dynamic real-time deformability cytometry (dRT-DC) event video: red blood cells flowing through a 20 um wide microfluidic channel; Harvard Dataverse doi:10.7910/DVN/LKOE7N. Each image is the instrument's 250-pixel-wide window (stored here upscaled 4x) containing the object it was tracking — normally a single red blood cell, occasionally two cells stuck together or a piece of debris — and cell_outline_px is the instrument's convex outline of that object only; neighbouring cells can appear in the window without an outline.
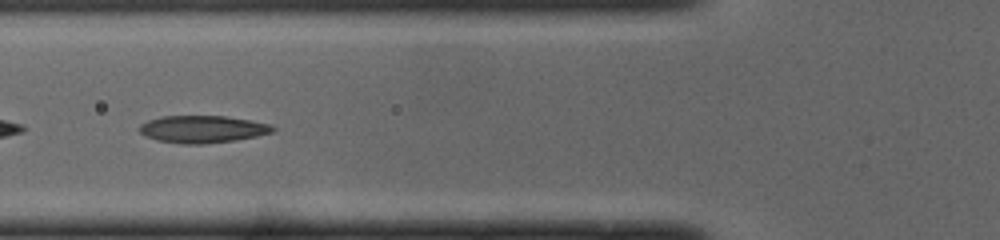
{"species": "common noctule bat (a hibernating species)", "species_latin": "Nyctalus noctula", "temperature_condition": "cold", "stored_images_in_passage": 21, "camera_frame_rate_fps": 3000, "um_per_image_px": 0.085, "animal": {"sex": "male", "body_mass_g": 19.0, "forearm_length_mm": 50.8}, "frame": {"image": 1, "passage_image": 16, "time_ms": 5.0, "image_size_px": [1000, 240], "cell_outline_px": [[276, 128], [272, 132], [256, 136], [236, 140], [204, 144], [180, 144], [156, 140], [140, 132], [140, 124], [148, 120], [160, 116], [224, 116], [252, 120], [272, 124]], "centroid_in_image_um": [17.24, 10.98], "position_along_channel_um": 108.6, "area_um2": 21.27}}
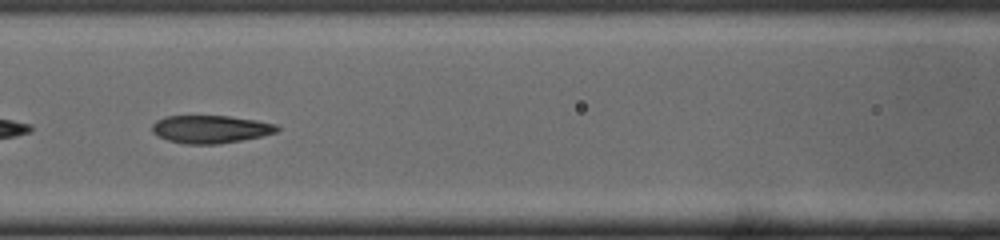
{"frame": {"image": 2, "passage_image": 19, "time_ms": 6.0, "image_size_px": [1000, 240], "cell_outline_px": [[280, 128], [276, 132], [260, 136], [220, 144], [184, 144], [168, 140], [152, 132], [152, 124], [156, 120], [164, 116], [228, 116], [256, 120], [276, 124]], "centroid_in_image_um": [17.87, 10.98], "position_along_channel_um": 148.7, "area_um2": 20.17}}